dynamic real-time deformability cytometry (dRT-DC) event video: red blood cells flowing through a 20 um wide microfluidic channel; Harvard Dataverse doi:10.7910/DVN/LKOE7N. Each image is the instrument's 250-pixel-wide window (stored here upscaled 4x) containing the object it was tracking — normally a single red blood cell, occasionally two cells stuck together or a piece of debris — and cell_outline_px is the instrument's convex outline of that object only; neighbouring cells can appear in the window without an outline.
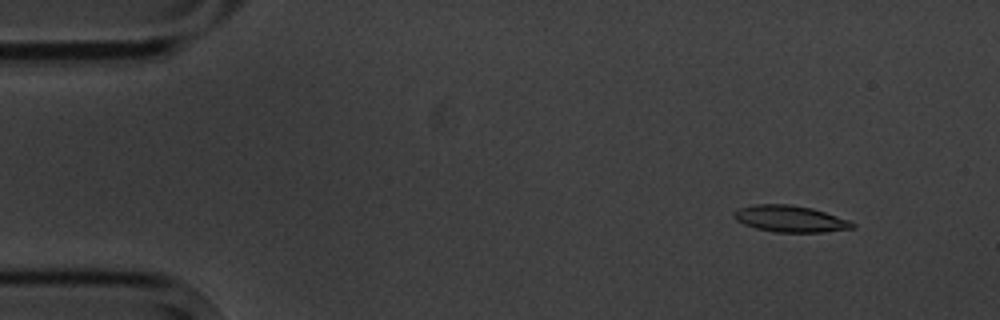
{"species": "common noctule bat (a hibernating species)", "species_latin": "Nyctalus noctula", "temperature_condition": "cold", "stored_images_in_passage": 5, "camera_frame_rate_fps": 3000, "um_per_image_px": 0.085, "animal": {"sex": "male", "body_mass_g": 20.1, "forearm_length_mm": 53.5}, "frame": {"image": 1, "passage_image": 2, "time_ms": 1.333, "image_size_px": [1000, 320], "cell_outline_px": [[856, 228], [824, 232], [772, 232], [756, 228], [744, 224], [736, 220], [732, 216], [732, 212], [740, 208], [752, 204], [788, 204], [812, 208], [852, 220], [856, 224]], "centroid_in_image_um": [67.2, 18.6], "position_along_channel_um": 17.8, "area_um2": 18.61}}
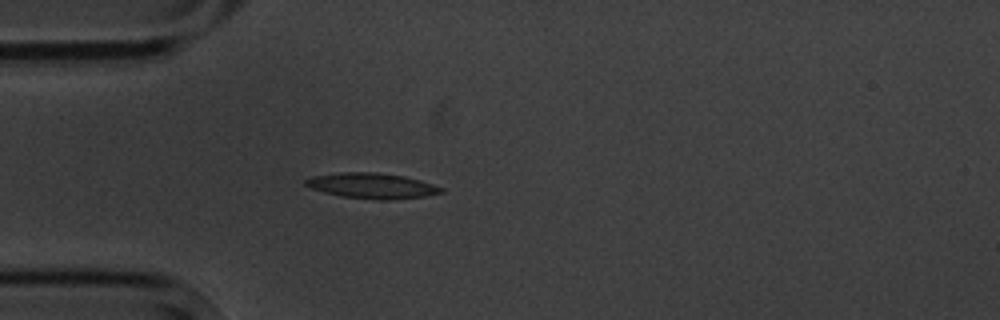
{"frame": {"image": 2, "passage_image": 5, "time_ms": 4.667, "image_size_px": [1000, 320], "cell_outline_px": [[444, 192], [424, 196], [388, 200], [376, 200], [340, 196], [324, 192], [312, 188], [304, 184], [304, 180], [312, 176], [340, 172], [376, 172], [404, 176], [420, 180], [444, 188]], "centroid_in_image_um": [31.61, 15.79], "position_along_channel_um": 53.4, "area_um2": 20.11}}